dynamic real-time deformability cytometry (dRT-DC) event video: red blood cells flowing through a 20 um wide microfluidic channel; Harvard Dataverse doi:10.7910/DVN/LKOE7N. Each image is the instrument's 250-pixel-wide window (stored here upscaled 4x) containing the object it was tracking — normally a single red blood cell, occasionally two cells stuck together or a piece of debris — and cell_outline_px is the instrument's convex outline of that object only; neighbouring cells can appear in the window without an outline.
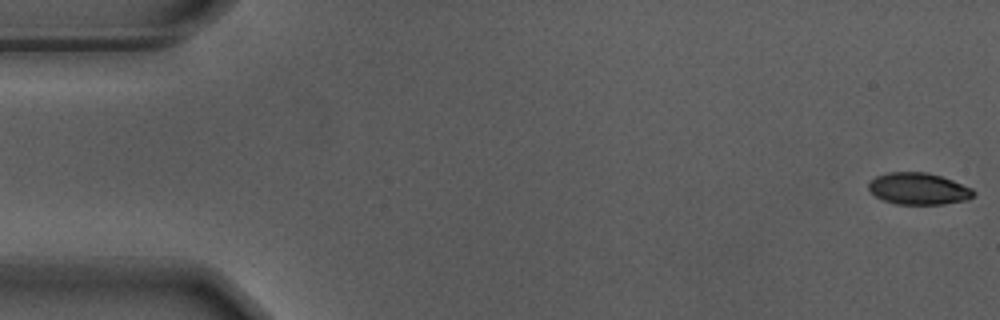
{"species": "Egyptian fruit bat (a non-hibernating species)", "species_latin": "Rousettus aegyptiacus", "temperature_condition": "warm", "stored_images_in_passage": 6, "camera_frame_rate_fps": 3000, "um_per_image_px": 0.085, "animal": {"sex": "male"}, "frame": {"image": 1, "passage_image": 1, "time_ms": 0.0, "image_size_px": [1000, 320], "cell_outline_px": [[976, 192], [968, 200], [944, 204], [896, 204], [884, 200], [876, 196], [868, 188], [868, 184], [876, 176], [888, 172], [924, 172], [940, 176], [952, 180], [972, 188]], "centroid_in_image_um": [78.09, 16.04], "position_along_channel_um": 6.9, "area_um2": 19.31}}